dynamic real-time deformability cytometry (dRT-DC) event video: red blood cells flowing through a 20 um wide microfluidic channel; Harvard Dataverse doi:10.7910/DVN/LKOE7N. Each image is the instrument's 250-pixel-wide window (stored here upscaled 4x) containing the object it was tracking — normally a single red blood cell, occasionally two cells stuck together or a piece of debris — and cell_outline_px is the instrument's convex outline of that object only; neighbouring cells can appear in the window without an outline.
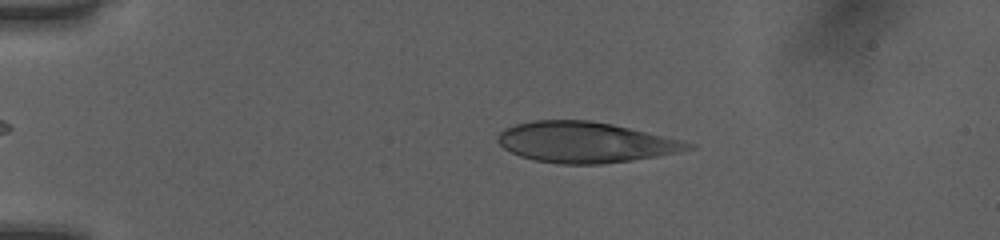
{"species": "human", "species_latin": "Homo sapiens", "temperature_condition": "room temperature", "stored_images_in_passage": 49, "camera_frame_rate_fps": 3000, "um_per_image_px": 0.085, "donor": {"sex": "female"}, "frame": {"image": 1, "passage_image": 10, "time_ms": 3.0, "image_size_px": [1000, 240], "cell_outline_px": [[696, 148], [680, 152], [632, 160], [600, 164], [560, 164], [536, 160], [520, 156], [504, 148], [496, 140], [496, 136], [504, 128], [516, 124], [532, 120], [588, 120], [612, 124], [680, 140], [696, 144]], "centroid_in_image_um": [49.73, 12.09], "position_along_channel_um": 35.3, "area_um2": 44.91}}
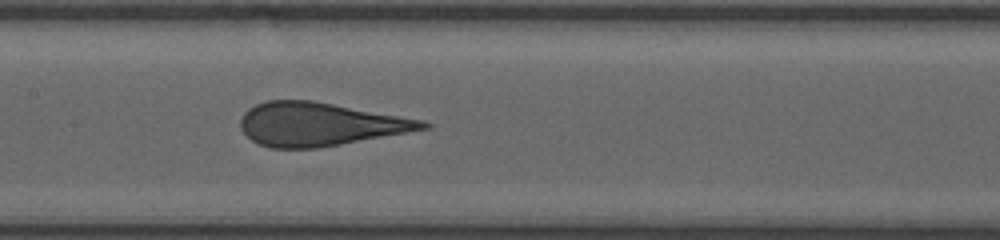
{"frame": {"image": 2, "passage_image": 25, "time_ms": 8.0, "image_size_px": [1000, 240], "cell_outline_px": [[432, 128], [340, 144], [316, 148], [272, 148], [256, 144], [240, 128], [240, 120], [244, 112], [248, 108], [264, 100], [312, 100], [424, 120], [432, 124]], "centroid_in_image_um": [27.16, 10.55], "position_along_channel_um": 180.2, "area_um2": 46.07}}
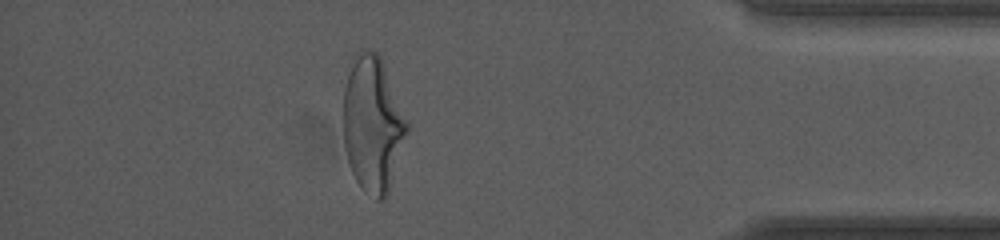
{"frame": {"image": 3, "passage_image": 44, "time_ms": 14.333, "image_size_px": [1000, 240], "cell_outline_px": [[408, 128], [388, 192], [384, 200], [376, 200], [356, 180], [352, 172], [348, 160], [344, 144], [344, 88], [352, 56], [360, 48], [368, 48], [376, 52], [380, 56], [408, 124]], "centroid_in_image_um": [31.65, 10.49], "position_along_channel_um": 403.6, "area_um2": 49.48}, "authors_computed_cell_mechanics": {"area_um2": 46.5868, "velocity_mm_per_s": 4.0429, "shape_relaxation_time_tau1_ms": 7.9033, "shape_relaxation_time_tau2_ms": null, "deformation_change_tau1": 0.2622, "deformation_change_tau2": null}}